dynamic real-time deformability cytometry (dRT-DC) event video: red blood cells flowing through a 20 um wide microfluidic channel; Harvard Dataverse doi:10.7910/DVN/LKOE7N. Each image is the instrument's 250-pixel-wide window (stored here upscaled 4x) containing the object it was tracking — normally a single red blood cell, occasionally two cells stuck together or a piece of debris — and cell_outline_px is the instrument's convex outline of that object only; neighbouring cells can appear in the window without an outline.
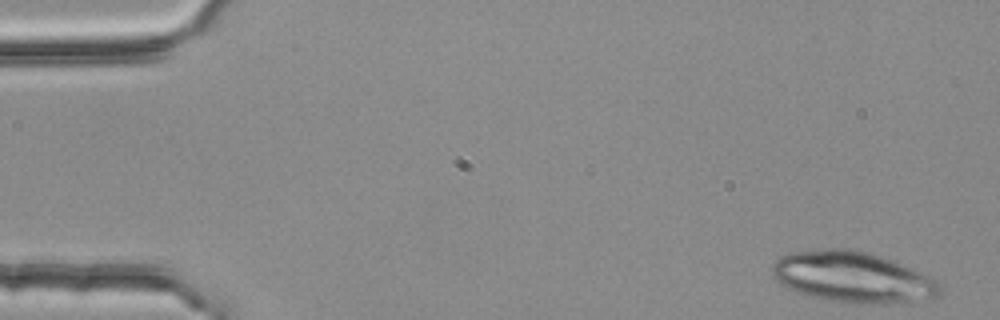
{"species": "common noctule bat (a hibernating species)", "species_latin": "Nyctalus noctula", "temperature_condition": "room temperature", "stored_images_in_passage": 4, "camera_frame_rate_fps": 3000, "um_per_image_px": 0.085, "animal": {"sex": "female", "body_mass_g": 25.1}, "frame": {"image": 1, "passage_image": 1, "time_ms": 0.0, "image_size_px": [1000, 320], "cell_outline_px": [[940, 292], [932, 300], [904, 304], [860, 304], [832, 300], [812, 296], [796, 292], [780, 284], [772, 276], [772, 264], [780, 256], [788, 252], [828, 248], [852, 248], [872, 252], [940, 280]], "centroid_in_image_um": [72.53, 23.56], "position_along_channel_um": 12.5, "area_um2": 50.69}}